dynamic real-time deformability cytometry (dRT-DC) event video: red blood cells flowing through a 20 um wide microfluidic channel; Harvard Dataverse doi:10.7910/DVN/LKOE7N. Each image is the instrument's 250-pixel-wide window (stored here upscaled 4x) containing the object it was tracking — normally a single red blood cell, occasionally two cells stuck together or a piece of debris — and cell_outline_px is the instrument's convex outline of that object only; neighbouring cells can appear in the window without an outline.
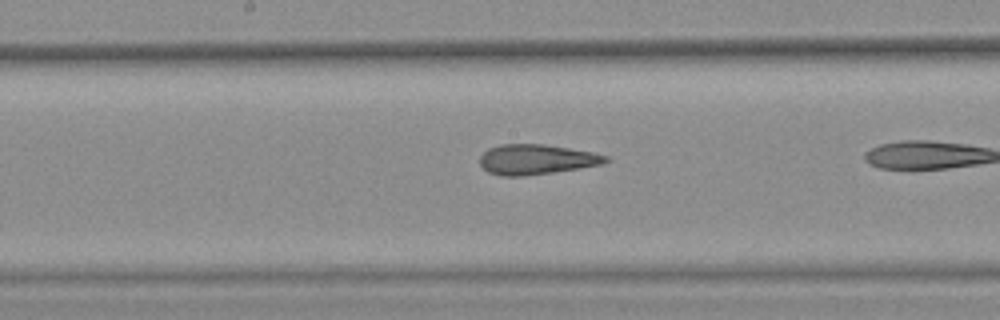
{"species": "common noctule bat (a hibernating species)", "species_latin": "Nyctalus noctula", "temperature_condition": "warm", "stored_images_in_passage": 8, "camera_frame_rate_fps": 3000, "um_per_image_px": 0.085, "animal": {"sex": "female", "body_mass_g": 25.1}, "frame": {"image": 1, "passage_image": 7, "time_ms": 2.0, "image_size_px": [1000, 320], "cell_outline_px": [[608, 160], [600, 164], [552, 172], [524, 176], [500, 176], [488, 172], [480, 164], [480, 156], [488, 148], [500, 144], [544, 144], [592, 152], [608, 156]], "centroid_in_image_um": [45.52, 13.54], "position_along_channel_um": 202.7, "area_um2": 21.79}}